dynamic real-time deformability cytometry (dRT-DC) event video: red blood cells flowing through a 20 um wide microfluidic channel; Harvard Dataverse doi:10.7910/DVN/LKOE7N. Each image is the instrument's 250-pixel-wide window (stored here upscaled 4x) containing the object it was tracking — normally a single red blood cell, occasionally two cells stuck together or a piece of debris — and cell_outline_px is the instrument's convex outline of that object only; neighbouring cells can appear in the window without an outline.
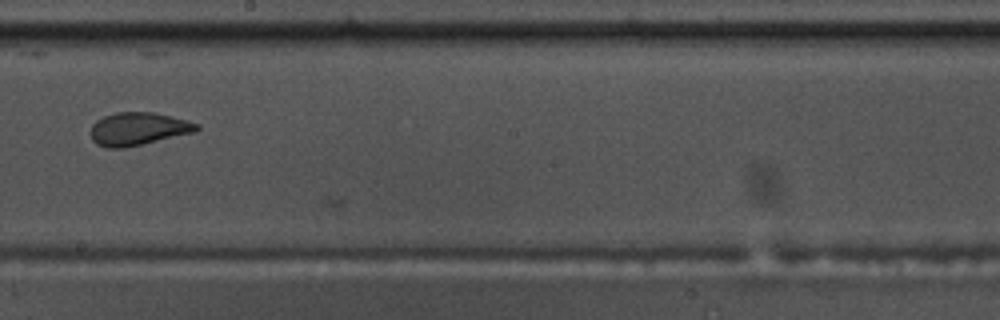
{"species": "common noctule bat (a hibernating species)", "species_latin": "Nyctalus noctula", "temperature_condition": "warm", "stored_images_in_passage": 8, "camera_frame_rate_fps": 3000, "um_per_image_px": 0.085, "animal": {"sex": "male", "body_mass_g": 17.5, "forearm_length_mm": 52.3}, "frame": {"image": 1, "passage_image": 8, "time_ms": 2.333, "image_size_px": [1000, 320], "cell_outline_px": [[200, 128], [196, 132], [124, 148], [108, 148], [96, 144], [92, 140], [92, 124], [96, 120], [104, 116], [116, 112], [152, 112], [188, 120], [200, 124]], "centroid_in_image_um": [11.77, 10.95], "position_along_channel_um": 236.4, "area_um2": 20.35}}